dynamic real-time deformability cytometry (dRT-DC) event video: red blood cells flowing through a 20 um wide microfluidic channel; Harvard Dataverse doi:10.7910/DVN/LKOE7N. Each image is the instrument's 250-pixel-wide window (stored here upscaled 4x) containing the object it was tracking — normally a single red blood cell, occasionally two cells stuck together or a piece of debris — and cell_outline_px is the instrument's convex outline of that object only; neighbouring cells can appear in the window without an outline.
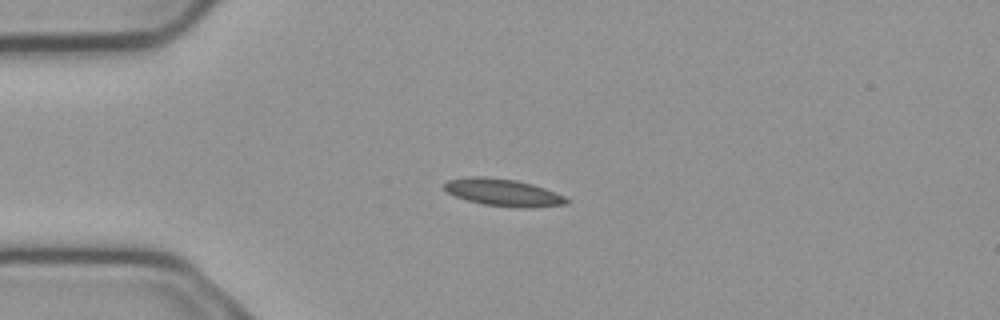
{"species": "common noctule bat (a hibernating species)", "species_latin": "Nyctalus noctula", "temperature_condition": "cold", "stored_images_in_passage": 2, "camera_frame_rate_fps": 3000, "um_per_image_px": 0.085, "animal": {"sex": "male", "body_mass_g": 23.1, "forearm_length_mm": 52.7}, "frame": {"image": 1, "passage_image": 1, "time_ms": 0.0, "image_size_px": [1000, 320], "cell_outline_px": [[568, 204], [528, 208], [520, 208], [484, 204], [468, 200], [456, 196], [448, 192], [444, 188], [444, 184], [448, 180], [468, 176], [484, 176], [516, 180], [532, 184], [544, 188], [564, 196], [568, 200]], "centroid_in_image_um": [42.77, 16.35], "position_along_channel_um": 42.2, "area_um2": 19.25}}